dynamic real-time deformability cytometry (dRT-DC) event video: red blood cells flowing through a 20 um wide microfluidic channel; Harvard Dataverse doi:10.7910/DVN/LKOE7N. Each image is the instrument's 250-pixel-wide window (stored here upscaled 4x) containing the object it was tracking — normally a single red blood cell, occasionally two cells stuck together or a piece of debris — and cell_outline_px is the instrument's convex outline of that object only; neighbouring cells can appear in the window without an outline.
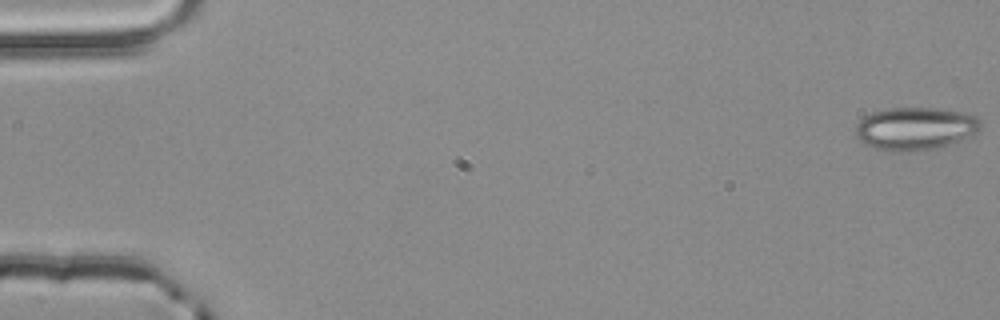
{"species": "common noctule bat (a hibernating species)", "species_latin": "Nyctalus noctula", "temperature_condition": "room temperature", "stored_images_in_passage": 17, "camera_frame_rate_fps": 3000, "um_per_image_px": 0.085, "animal": {"sex": "male", "body_mass_g": 20.4}, "frame": {"image": 1, "passage_image": 1, "time_ms": 0.0, "image_size_px": [1000, 320], "cell_outline_px": [[980, 128], [976, 132], [960, 140], [936, 148], [908, 152], [892, 152], [876, 148], [864, 144], [856, 136], [856, 124], [864, 116], [872, 112], [888, 108], [940, 108], [964, 112], [976, 116], [980, 120]], "centroid_in_image_um": [77.77, 10.92], "position_along_channel_um": 7.2, "area_um2": 31.27}}
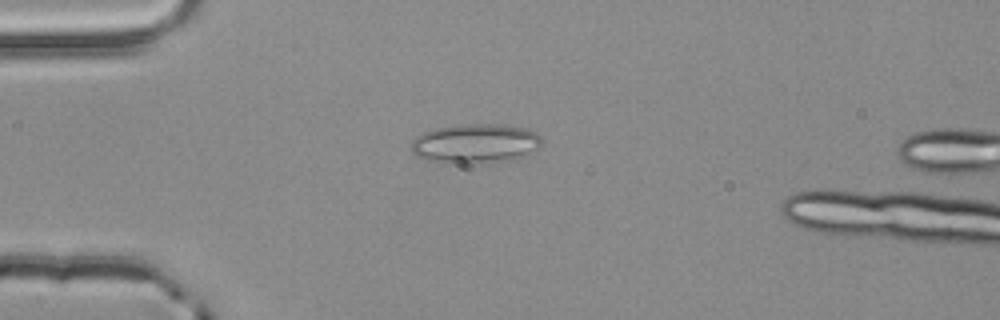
{"frame": {"image": 2, "passage_image": 15, "time_ms": 4.667, "image_size_px": [1000, 320], "cell_outline_px": [[544, 140], [528, 156], [516, 160], [472, 164], [428, 160], [416, 156], [412, 152], [412, 140], [416, 136], [432, 128], [460, 124], [492, 124], [524, 128], [536, 132]], "centroid_in_image_um": [40.43, 12.21], "position_along_channel_um": 44.6, "area_um2": 30.29}}